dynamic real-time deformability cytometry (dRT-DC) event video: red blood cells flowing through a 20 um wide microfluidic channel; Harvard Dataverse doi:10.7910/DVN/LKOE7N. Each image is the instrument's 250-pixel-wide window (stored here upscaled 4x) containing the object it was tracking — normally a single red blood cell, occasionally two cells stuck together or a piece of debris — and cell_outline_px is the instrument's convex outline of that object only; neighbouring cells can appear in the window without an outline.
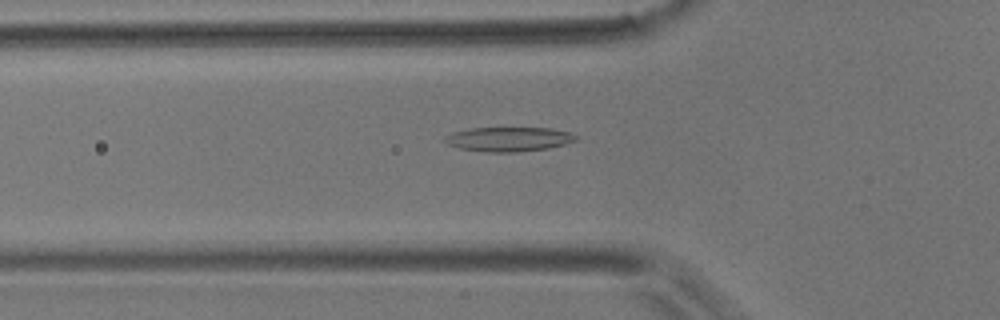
{"species": "common noctule bat (a hibernating species)", "species_latin": "Nyctalus noctula", "temperature_condition": "room temperature", "stored_images_in_passage": 38, "camera_frame_rate_fps": 3000, "um_per_image_px": 0.085, "animal": {"sex": "male", "body_mass_g": 17.9}, "frame": {"image": 1, "passage_image": 3, "time_ms": 0.667, "image_size_px": [1000, 320], "cell_outline_px": [[580, 140], [548, 148], [516, 152], [488, 152], [456, 148], [448, 144], [444, 140], [444, 136], [452, 132], [472, 128], [552, 128], [572, 132], [580, 136]], "centroid_in_image_um": [43.29, 11.82], "position_along_channel_um": 82.5, "area_um2": 18.9}}
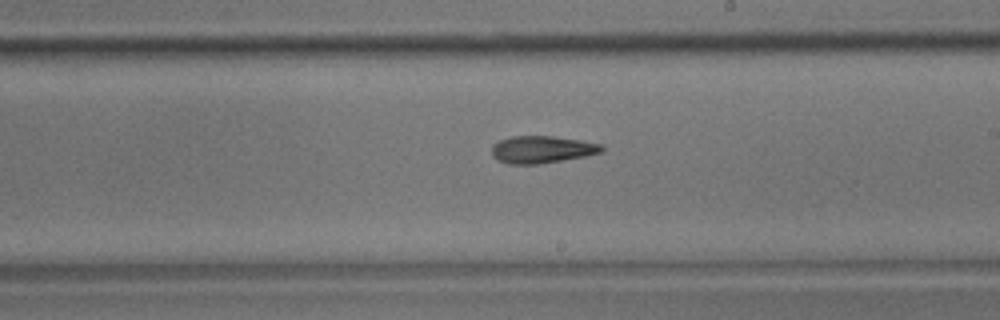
{"frame": {"image": 2, "passage_image": 16, "time_ms": 5.0, "image_size_px": [1000, 320], "cell_outline_px": [[604, 152], [584, 156], [536, 164], [508, 164], [496, 160], [492, 156], [492, 144], [500, 140], [512, 136], [552, 136], [580, 140], [604, 144]], "centroid_in_image_um": [46.06, 12.7], "position_along_channel_um": 242.9, "area_um2": 17.51}}
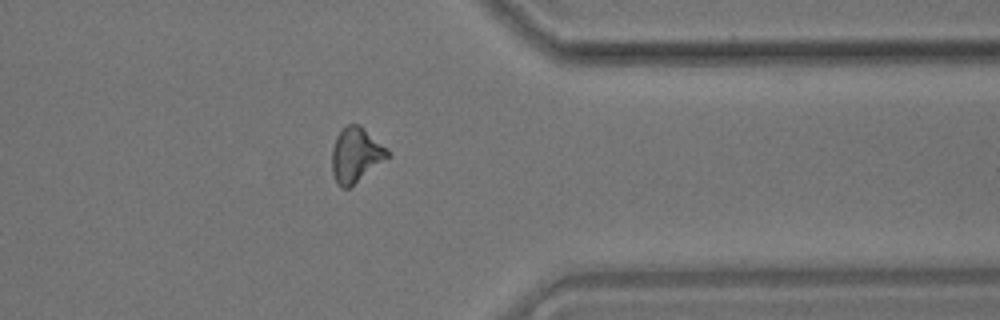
{"frame": {"image": 3, "passage_image": 28, "time_ms": 9.0, "image_size_px": [1000, 320], "cell_outline_px": [[392, 156], [348, 188], [340, 188], [336, 184], [332, 172], [332, 148], [336, 136], [348, 124], [360, 124], [388, 148], [392, 152]], "centroid_in_image_um": [30.28, 13.17], "position_along_channel_um": 381.1, "area_um2": 18.09}}